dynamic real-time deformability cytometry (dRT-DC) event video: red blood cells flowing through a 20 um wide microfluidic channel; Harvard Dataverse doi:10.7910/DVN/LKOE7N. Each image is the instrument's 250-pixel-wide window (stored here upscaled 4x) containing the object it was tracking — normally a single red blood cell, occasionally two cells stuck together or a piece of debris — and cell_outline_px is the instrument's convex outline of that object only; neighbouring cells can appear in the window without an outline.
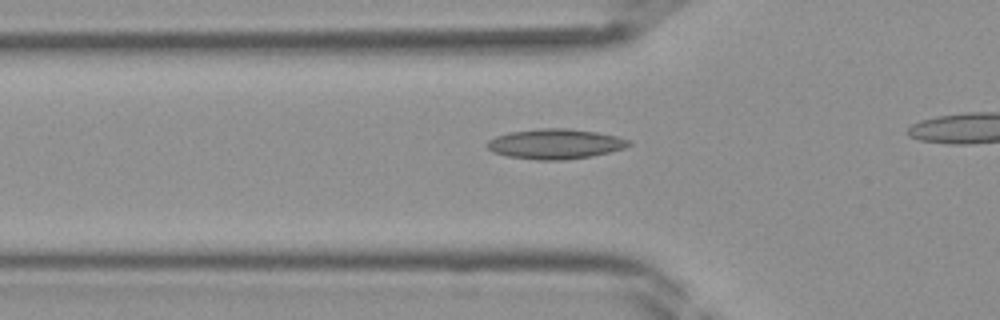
{"species": "Egyptian fruit bat (a non-hibernating species)", "species_latin": "Rousettus aegyptiacus", "temperature_condition": "room temperature", "stored_images_in_passage": 14, "camera_frame_rate_fps": 3000, "um_per_image_px": 0.085, "frame": {"image": 1, "passage_image": 7, "time_ms": 2.0, "image_size_px": [1000, 320], "cell_outline_px": [[632, 144], [624, 148], [592, 156], [564, 160], [536, 160], [508, 156], [492, 152], [488, 148], [488, 140], [496, 136], [512, 132], [540, 128], [568, 128], [596, 132], [616, 136], [632, 140]], "centroid_in_image_um": [47.22, 12.23], "position_along_channel_um": 78.6, "area_um2": 24.74}}
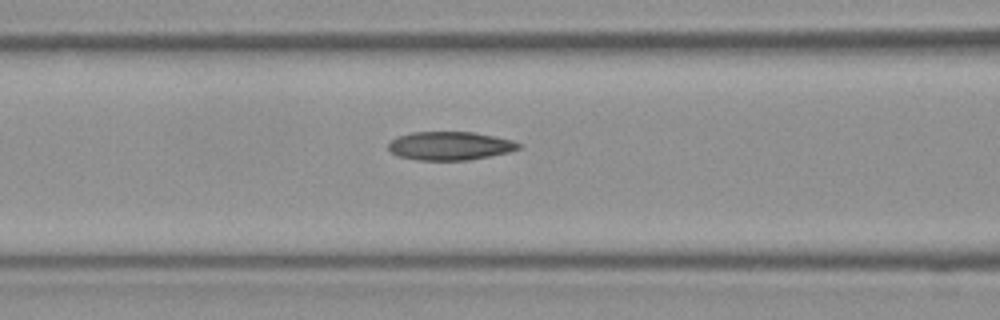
{"frame": {"image": 2, "passage_image": 10, "time_ms": 3.0, "image_size_px": [1000, 320], "cell_outline_px": [[524, 144], [520, 148], [508, 152], [468, 160], [416, 160], [396, 156], [388, 148], [388, 144], [396, 136], [412, 132], [472, 132], [512, 140]], "centroid_in_image_um": [38.22, 12.4], "position_along_channel_um": 128.4, "area_um2": 21.62}}
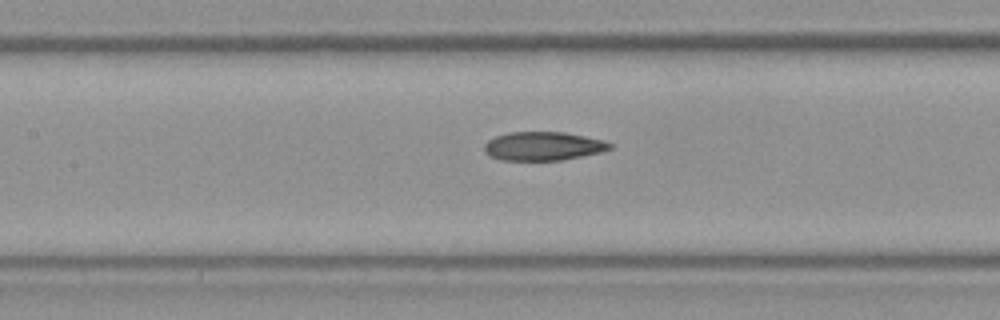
{"frame": {"image": 3, "passage_image": 12, "time_ms": 3.667, "image_size_px": [1000, 320], "cell_outline_px": [[612, 148], [600, 152], [560, 160], [500, 160], [484, 152], [484, 144], [488, 140], [496, 136], [512, 132], [564, 132], [604, 140], [612, 144]], "centroid_in_image_um": [46.15, 12.42], "position_along_channel_um": 161.2, "area_um2": 20.81}}